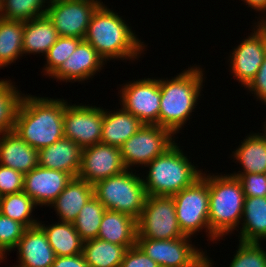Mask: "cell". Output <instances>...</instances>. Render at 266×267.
I'll return each mask as SVG.
<instances>
[{
  "label": "cell",
  "instance_id": "obj_15",
  "mask_svg": "<svg viewBox=\"0 0 266 267\" xmlns=\"http://www.w3.org/2000/svg\"><path fill=\"white\" fill-rule=\"evenodd\" d=\"M120 148L98 143L82 149L78 178L91 185L125 170Z\"/></svg>",
  "mask_w": 266,
  "mask_h": 267
},
{
  "label": "cell",
  "instance_id": "obj_38",
  "mask_svg": "<svg viewBox=\"0 0 266 267\" xmlns=\"http://www.w3.org/2000/svg\"><path fill=\"white\" fill-rule=\"evenodd\" d=\"M245 197H266V177L264 173L240 174L237 177Z\"/></svg>",
  "mask_w": 266,
  "mask_h": 267
},
{
  "label": "cell",
  "instance_id": "obj_43",
  "mask_svg": "<svg viewBox=\"0 0 266 267\" xmlns=\"http://www.w3.org/2000/svg\"><path fill=\"white\" fill-rule=\"evenodd\" d=\"M266 123V122H265ZM264 133H263V135L266 137V125L264 124Z\"/></svg>",
  "mask_w": 266,
  "mask_h": 267
},
{
  "label": "cell",
  "instance_id": "obj_11",
  "mask_svg": "<svg viewBox=\"0 0 266 267\" xmlns=\"http://www.w3.org/2000/svg\"><path fill=\"white\" fill-rule=\"evenodd\" d=\"M46 15L59 36L84 39L99 0H50Z\"/></svg>",
  "mask_w": 266,
  "mask_h": 267
},
{
  "label": "cell",
  "instance_id": "obj_33",
  "mask_svg": "<svg viewBox=\"0 0 266 267\" xmlns=\"http://www.w3.org/2000/svg\"><path fill=\"white\" fill-rule=\"evenodd\" d=\"M47 0H2L0 17L6 20L29 21L46 14ZM44 3V4H43Z\"/></svg>",
  "mask_w": 266,
  "mask_h": 267
},
{
  "label": "cell",
  "instance_id": "obj_7",
  "mask_svg": "<svg viewBox=\"0 0 266 267\" xmlns=\"http://www.w3.org/2000/svg\"><path fill=\"white\" fill-rule=\"evenodd\" d=\"M201 175L192 185L172 195L176 217L184 236L191 237L194 233L207 228L211 241L218 238L209 229V185L208 175Z\"/></svg>",
  "mask_w": 266,
  "mask_h": 267
},
{
  "label": "cell",
  "instance_id": "obj_18",
  "mask_svg": "<svg viewBox=\"0 0 266 267\" xmlns=\"http://www.w3.org/2000/svg\"><path fill=\"white\" fill-rule=\"evenodd\" d=\"M81 158L82 148L65 137L38 150V166L64 171L73 178L79 174Z\"/></svg>",
  "mask_w": 266,
  "mask_h": 267
},
{
  "label": "cell",
  "instance_id": "obj_30",
  "mask_svg": "<svg viewBox=\"0 0 266 267\" xmlns=\"http://www.w3.org/2000/svg\"><path fill=\"white\" fill-rule=\"evenodd\" d=\"M35 205L37 206L24 191L0 197V213L22 223L26 228L35 227L39 223L30 216Z\"/></svg>",
  "mask_w": 266,
  "mask_h": 267
},
{
  "label": "cell",
  "instance_id": "obj_9",
  "mask_svg": "<svg viewBox=\"0 0 266 267\" xmlns=\"http://www.w3.org/2000/svg\"><path fill=\"white\" fill-rule=\"evenodd\" d=\"M184 237L176 217L173 196H147L137 220V238L168 240Z\"/></svg>",
  "mask_w": 266,
  "mask_h": 267
},
{
  "label": "cell",
  "instance_id": "obj_3",
  "mask_svg": "<svg viewBox=\"0 0 266 267\" xmlns=\"http://www.w3.org/2000/svg\"><path fill=\"white\" fill-rule=\"evenodd\" d=\"M188 68L171 80L160 79L159 126L179 133L196 106L203 87V71Z\"/></svg>",
  "mask_w": 266,
  "mask_h": 267
},
{
  "label": "cell",
  "instance_id": "obj_25",
  "mask_svg": "<svg viewBox=\"0 0 266 267\" xmlns=\"http://www.w3.org/2000/svg\"><path fill=\"white\" fill-rule=\"evenodd\" d=\"M240 241L259 242L266 239V197H245Z\"/></svg>",
  "mask_w": 266,
  "mask_h": 267
},
{
  "label": "cell",
  "instance_id": "obj_2",
  "mask_svg": "<svg viewBox=\"0 0 266 267\" xmlns=\"http://www.w3.org/2000/svg\"><path fill=\"white\" fill-rule=\"evenodd\" d=\"M84 40L105 62L118 58L136 59L144 49L143 42L138 40L125 20L102 4L92 15Z\"/></svg>",
  "mask_w": 266,
  "mask_h": 267
},
{
  "label": "cell",
  "instance_id": "obj_6",
  "mask_svg": "<svg viewBox=\"0 0 266 267\" xmlns=\"http://www.w3.org/2000/svg\"><path fill=\"white\" fill-rule=\"evenodd\" d=\"M94 186V196L107 210L118 211L138 220L147 198L143 179L129 169L105 178Z\"/></svg>",
  "mask_w": 266,
  "mask_h": 267
},
{
  "label": "cell",
  "instance_id": "obj_36",
  "mask_svg": "<svg viewBox=\"0 0 266 267\" xmlns=\"http://www.w3.org/2000/svg\"><path fill=\"white\" fill-rule=\"evenodd\" d=\"M27 228L20 222L0 213V253L15 249Z\"/></svg>",
  "mask_w": 266,
  "mask_h": 267
},
{
  "label": "cell",
  "instance_id": "obj_34",
  "mask_svg": "<svg viewBox=\"0 0 266 267\" xmlns=\"http://www.w3.org/2000/svg\"><path fill=\"white\" fill-rule=\"evenodd\" d=\"M83 39L77 37L59 36L55 44L47 51L44 71L52 76L61 65L74 53Z\"/></svg>",
  "mask_w": 266,
  "mask_h": 267
},
{
  "label": "cell",
  "instance_id": "obj_32",
  "mask_svg": "<svg viewBox=\"0 0 266 267\" xmlns=\"http://www.w3.org/2000/svg\"><path fill=\"white\" fill-rule=\"evenodd\" d=\"M7 80H0V135L13 131L21 93Z\"/></svg>",
  "mask_w": 266,
  "mask_h": 267
},
{
  "label": "cell",
  "instance_id": "obj_13",
  "mask_svg": "<svg viewBox=\"0 0 266 267\" xmlns=\"http://www.w3.org/2000/svg\"><path fill=\"white\" fill-rule=\"evenodd\" d=\"M122 108L142 123L159 125L160 79H142L128 82L120 90Z\"/></svg>",
  "mask_w": 266,
  "mask_h": 267
},
{
  "label": "cell",
  "instance_id": "obj_39",
  "mask_svg": "<svg viewBox=\"0 0 266 267\" xmlns=\"http://www.w3.org/2000/svg\"><path fill=\"white\" fill-rule=\"evenodd\" d=\"M120 267H160L137 245L126 250Z\"/></svg>",
  "mask_w": 266,
  "mask_h": 267
},
{
  "label": "cell",
  "instance_id": "obj_12",
  "mask_svg": "<svg viewBox=\"0 0 266 267\" xmlns=\"http://www.w3.org/2000/svg\"><path fill=\"white\" fill-rule=\"evenodd\" d=\"M103 109L85 105H69L65 101L63 135L82 149L100 143Z\"/></svg>",
  "mask_w": 266,
  "mask_h": 267
},
{
  "label": "cell",
  "instance_id": "obj_44",
  "mask_svg": "<svg viewBox=\"0 0 266 267\" xmlns=\"http://www.w3.org/2000/svg\"><path fill=\"white\" fill-rule=\"evenodd\" d=\"M4 258H6V257H4V256L0 253V261L3 260Z\"/></svg>",
  "mask_w": 266,
  "mask_h": 267
},
{
  "label": "cell",
  "instance_id": "obj_37",
  "mask_svg": "<svg viewBox=\"0 0 266 267\" xmlns=\"http://www.w3.org/2000/svg\"><path fill=\"white\" fill-rule=\"evenodd\" d=\"M24 174L0 164V197L23 191Z\"/></svg>",
  "mask_w": 266,
  "mask_h": 267
},
{
  "label": "cell",
  "instance_id": "obj_41",
  "mask_svg": "<svg viewBox=\"0 0 266 267\" xmlns=\"http://www.w3.org/2000/svg\"><path fill=\"white\" fill-rule=\"evenodd\" d=\"M51 267H89L83 254L57 256Z\"/></svg>",
  "mask_w": 266,
  "mask_h": 267
},
{
  "label": "cell",
  "instance_id": "obj_40",
  "mask_svg": "<svg viewBox=\"0 0 266 267\" xmlns=\"http://www.w3.org/2000/svg\"><path fill=\"white\" fill-rule=\"evenodd\" d=\"M246 88L254 92V94L266 104V56L255 78Z\"/></svg>",
  "mask_w": 266,
  "mask_h": 267
},
{
  "label": "cell",
  "instance_id": "obj_10",
  "mask_svg": "<svg viewBox=\"0 0 266 267\" xmlns=\"http://www.w3.org/2000/svg\"><path fill=\"white\" fill-rule=\"evenodd\" d=\"M173 135L170 130L159 125L144 124L119 147L125 168L130 169L135 164L146 167L175 143Z\"/></svg>",
  "mask_w": 266,
  "mask_h": 267
},
{
  "label": "cell",
  "instance_id": "obj_23",
  "mask_svg": "<svg viewBox=\"0 0 266 267\" xmlns=\"http://www.w3.org/2000/svg\"><path fill=\"white\" fill-rule=\"evenodd\" d=\"M137 117L124 110L110 113L103 109V127L100 143L120 147L142 126Z\"/></svg>",
  "mask_w": 266,
  "mask_h": 267
},
{
  "label": "cell",
  "instance_id": "obj_1",
  "mask_svg": "<svg viewBox=\"0 0 266 267\" xmlns=\"http://www.w3.org/2000/svg\"><path fill=\"white\" fill-rule=\"evenodd\" d=\"M64 108V99L23 95L13 131L36 150L50 146L64 137Z\"/></svg>",
  "mask_w": 266,
  "mask_h": 267
},
{
  "label": "cell",
  "instance_id": "obj_29",
  "mask_svg": "<svg viewBox=\"0 0 266 267\" xmlns=\"http://www.w3.org/2000/svg\"><path fill=\"white\" fill-rule=\"evenodd\" d=\"M24 22L0 17V68L23 55Z\"/></svg>",
  "mask_w": 266,
  "mask_h": 267
},
{
  "label": "cell",
  "instance_id": "obj_35",
  "mask_svg": "<svg viewBox=\"0 0 266 267\" xmlns=\"http://www.w3.org/2000/svg\"><path fill=\"white\" fill-rule=\"evenodd\" d=\"M229 267H266V252L260 242L239 240V247Z\"/></svg>",
  "mask_w": 266,
  "mask_h": 267
},
{
  "label": "cell",
  "instance_id": "obj_28",
  "mask_svg": "<svg viewBox=\"0 0 266 267\" xmlns=\"http://www.w3.org/2000/svg\"><path fill=\"white\" fill-rule=\"evenodd\" d=\"M127 248L95 238L85 241L82 254L89 267H120Z\"/></svg>",
  "mask_w": 266,
  "mask_h": 267
},
{
  "label": "cell",
  "instance_id": "obj_4",
  "mask_svg": "<svg viewBox=\"0 0 266 267\" xmlns=\"http://www.w3.org/2000/svg\"><path fill=\"white\" fill-rule=\"evenodd\" d=\"M146 167H149V173L143 183L147 196H172L192 185L202 175V172L189 162L187 156H184L177 143Z\"/></svg>",
  "mask_w": 266,
  "mask_h": 267
},
{
  "label": "cell",
  "instance_id": "obj_17",
  "mask_svg": "<svg viewBox=\"0 0 266 267\" xmlns=\"http://www.w3.org/2000/svg\"><path fill=\"white\" fill-rule=\"evenodd\" d=\"M104 59L84 39L78 44L74 53L52 75L62 81H84L99 71Z\"/></svg>",
  "mask_w": 266,
  "mask_h": 267
},
{
  "label": "cell",
  "instance_id": "obj_20",
  "mask_svg": "<svg viewBox=\"0 0 266 267\" xmlns=\"http://www.w3.org/2000/svg\"><path fill=\"white\" fill-rule=\"evenodd\" d=\"M0 164L23 174L38 166V150L29 146L15 131L0 138Z\"/></svg>",
  "mask_w": 266,
  "mask_h": 267
},
{
  "label": "cell",
  "instance_id": "obj_19",
  "mask_svg": "<svg viewBox=\"0 0 266 267\" xmlns=\"http://www.w3.org/2000/svg\"><path fill=\"white\" fill-rule=\"evenodd\" d=\"M15 248L20 267H51L56 258L46 234L38 225L27 228Z\"/></svg>",
  "mask_w": 266,
  "mask_h": 267
},
{
  "label": "cell",
  "instance_id": "obj_27",
  "mask_svg": "<svg viewBox=\"0 0 266 267\" xmlns=\"http://www.w3.org/2000/svg\"><path fill=\"white\" fill-rule=\"evenodd\" d=\"M233 153L234 158L244 168L241 173L230 174L238 177L240 174L264 173L266 171V137L260 133L249 135Z\"/></svg>",
  "mask_w": 266,
  "mask_h": 267
},
{
  "label": "cell",
  "instance_id": "obj_31",
  "mask_svg": "<svg viewBox=\"0 0 266 267\" xmlns=\"http://www.w3.org/2000/svg\"><path fill=\"white\" fill-rule=\"evenodd\" d=\"M105 211L104 205L94 195L82 207L73 225L84 242L98 237Z\"/></svg>",
  "mask_w": 266,
  "mask_h": 267
},
{
  "label": "cell",
  "instance_id": "obj_8",
  "mask_svg": "<svg viewBox=\"0 0 266 267\" xmlns=\"http://www.w3.org/2000/svg\"><path fill=\"white\" fill-rule=\"evenodd\" d=\"M190 238H136V245L160 267H212V262L205 256V252L190 244Z\"/></svg>",
  "mask_w": 266,
  "mask_h": 267
},
{
  "label": "cell",
  "instance_id": "obj_22",
  "mask_svg": "<svg viewBox=\"0 0 266 267\" xmlns=\"http://www.w3.org/2000/svg\"><path fill=\"white\" fill-rule=\"evenodd\" d=\"M97 238L129 249L136 245L137 220L127 214L106 209Z\"/></svg>",
  "mask_w": 266,
  "mask_h": 267
},
{
  "label": "cell",
  "instance_id": "obj_16",
  "mask_svg": "<svg viewBox=\"0 0 266 267\" xmlns=\"http://www.w3.org/2000/svg\"><path fill=\"white\" fill-rule=\"evenodd\" d=\"M64 171L40 166L24 174L23 191L37 204L50 205L72 180Z\"/></svg>",
  "mask_w": 266,
  "mask_h": 267
},
{
  "label": "cell",
  "instance_id": "obj_26",
  "mask_svg": "<svg viewBox=\"0 0 266 267\" xmlns=\"http://www.w3.org/2000/svg\"><path fill=\"white\" fill-rule=\"evenodd\" d=\"M46 234L47 240L57 256H71L81 254L84 241L77 233L73 223L58 222L52 226L38 223Z\"/></svg>",
  "mask_w": 266,
  "mask_h": 267
},
{
  "label": "cell",
  "instance_id": "obj_24",
  "mask_svg": "<svg viewBox=\"0 0 266 267\" xmlns=\"http://www.w3.org/2000/svg\"><path fill=\"white\" fill-rule=\"evenodd\" d=\"M59 35L47 15L24 22L23 54L43 53L55 44Z\"/></svg>",
  "mask_w": 266,
  "mask_h": 267
},
{
  "label": "cell",
  "instance_id": "obj_14",
  "mask_svg": "<svg viewBox=\"0 0 266 267\" xmlns=\"http://www.w3.org/2000/svg\"><path fill=\"white\" fill-rule=\"evenodd\" d=\"M257 25L254 33L234 48L230 55L231 73L245 87L255 78L266 56V19Z\"/></svg>",
  "mask_w": 266,
  "mask_h": 267
},
{
  "label": "cell",
  "instance_id": "obj_42",
  "mask_svg": "<svg viewBox=\"0 0 266 267\" xmlns=\"http://www.w3.org/2000/svg\"><path fill=\"white\" fill-rule=\"evenodd\" d=\"M244 2L256 11H266V0H244Z\"/></svg>",
  "mask_w": 266,
  "mask_h": 267
},
{
  "label": "cell",
  "instance_id": "obj_21",
  "mask_svg": "<svg viewBox=\"0 0 266 267\" xmlns=\"http://www.w3.org/2000/svg\"><path fill=\"white\" fill-rule=\"evenodd\" d=\"M94 195V186L78 177L72 178L65 189L50 204L63 222L73 223L86 202Z\"/></svg>",
  "mask_w": 266,
  "mask_h": 267
},
{
  "label": "cell",
  "instance_id": "obj_5",
  "mask_svg": "<svg viewBox=\"0 0 266 267\" xmlns=\"http://www.w3.org/2000/svg\"><path fill=\"white\" fill-rule=\"evenodd\" d=\"M209 229L218 238L236 229L243 213L244 192L238 178L208 175Z\"/></svg>",
  "mask_w": 266,
  "mask_h": 267
}]
</instances>
